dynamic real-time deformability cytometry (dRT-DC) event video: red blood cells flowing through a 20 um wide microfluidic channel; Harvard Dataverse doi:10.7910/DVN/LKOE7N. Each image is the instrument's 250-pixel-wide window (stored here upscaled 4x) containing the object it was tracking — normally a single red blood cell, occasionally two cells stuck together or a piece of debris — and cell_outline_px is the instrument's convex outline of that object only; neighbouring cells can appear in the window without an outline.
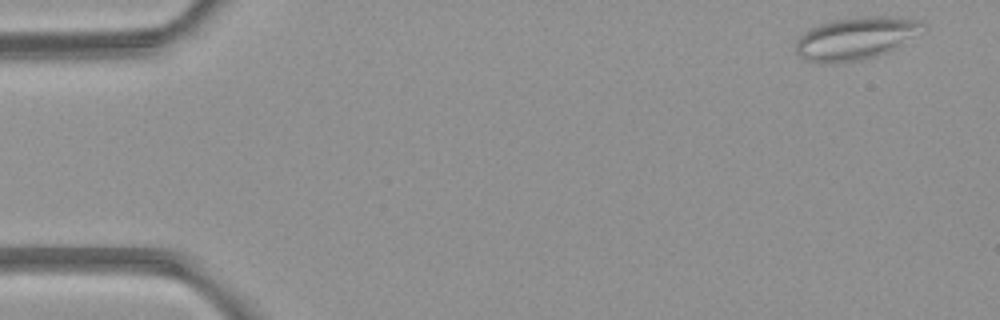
{"species": "common noctule bat (a hibernating species)", "species_latin": "Nyctalus noctula", "temperature_condition": "room temperature", "stored_images_in_passage": 5, "camera_frame_rate_fps": 3000, "um_per_image_px": 0.085, "animal": {"sex": "female", "body_mass_g": 21.9}, "frame": {"image": 1, "passage_image": 5, "time_ms": 4.667, "image_size_px": [1000, 320], "cell_outline_px": [[924, 24], [888, 52], [864, 60], [836, 64], [820, 64], [804, 60], [796, 56], [796, 36], [820, 24], [832, 20], [872, 16], [888, 16], [920, 20]], "centroid_in_image_um": [72.55, 3.3], "position_along_channel_um": 12.4, "area_um2": 31.1}}